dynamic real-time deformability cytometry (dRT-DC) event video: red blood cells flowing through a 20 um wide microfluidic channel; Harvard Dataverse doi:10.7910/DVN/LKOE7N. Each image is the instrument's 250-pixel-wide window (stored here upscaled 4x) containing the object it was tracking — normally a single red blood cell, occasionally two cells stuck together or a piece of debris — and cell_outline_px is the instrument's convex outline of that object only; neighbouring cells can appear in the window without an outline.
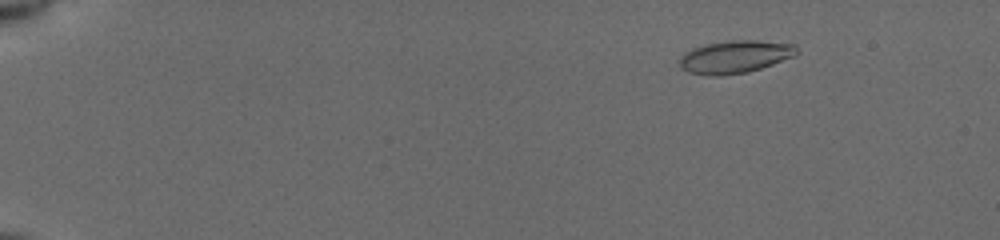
{"species": "common noctule bat (a hibernating species)", "species_latin": "Nyctalus noctula", "temperature_condition": "cold", "stored_images_in_passage": 56, "camera_frame_rate_fps": 3000, "um_per_image_px": 0.085, "animal": {"sex": "female", "body_mass_g": 19.5, "forearm_length_mm": 54.1}, "frame": {"image": 1, "passage_image": 9, "time_ms": 2.667, "image_size_px": [1000, 240], "cell_outline_px": [[800, 52], [796, 56], [748, 72], [720, 76], [708, 76], [688, 72], [680, 68], [680, 56], [684, 52], [692, 48], [704, 44], [732, 40], [756, 40], [796, 44]], "centroid_in_image_um": [62.49, 4.82], "position_along_channel_um": 22.5, "area_um2": 22.66}}
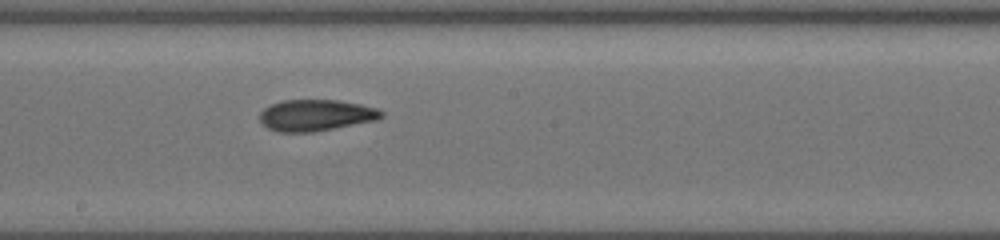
{"frame": {"image": 2, "passage_image": 34, "time_ms": 11.0, "image_size_px": [1000, 240], "cell_outline_px": [[384, 116], [376, 120], [312, 132], [276, 132], [268, 128], [260, 120], [260, 112], [264, 108], [280, 100], [336, 100], [360, 104], [376, 108], [384, 112]], "centroid_in_image_um": [26.83, 9.79], "position_along_channel_um": 221.4, "area_um2": 22.14}}
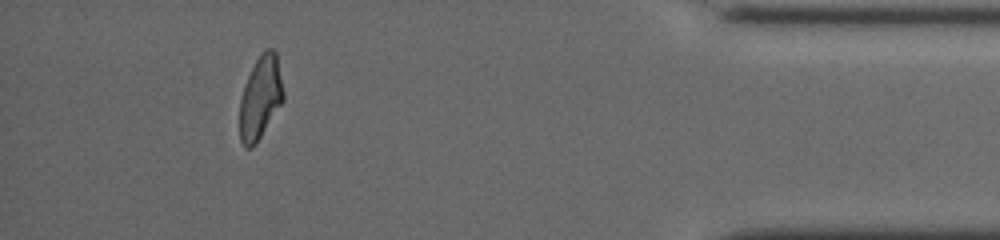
{"frame": {"image": 3, "passage_image": 52, "time_ms": 17.0, "image_size_px": [1000, 240], "cell_outline_px": [[284, 100], [252, 148], [244, 148], [240, 140], [240, 100], [244, 84], [256, 60], [264, 48], [272, 48], [276, 52], [284, 92]], "centroid_in_image_um": [22.13, 8.27], "position_along_channel_um": 413.1, "area_um2": 20.98}, "authors_computed_cell_mechanics": {"area_um2": 21.8195, "velocity_mm_per_s": 3.9158, "shape_relaxation_time_tau1_ms": 5.9236, "shape_relaxation_time_tau2_ms": 2.9823, "deformation_change_tau1": 0.1675, "deformation_change_tau2": 0.0883}}